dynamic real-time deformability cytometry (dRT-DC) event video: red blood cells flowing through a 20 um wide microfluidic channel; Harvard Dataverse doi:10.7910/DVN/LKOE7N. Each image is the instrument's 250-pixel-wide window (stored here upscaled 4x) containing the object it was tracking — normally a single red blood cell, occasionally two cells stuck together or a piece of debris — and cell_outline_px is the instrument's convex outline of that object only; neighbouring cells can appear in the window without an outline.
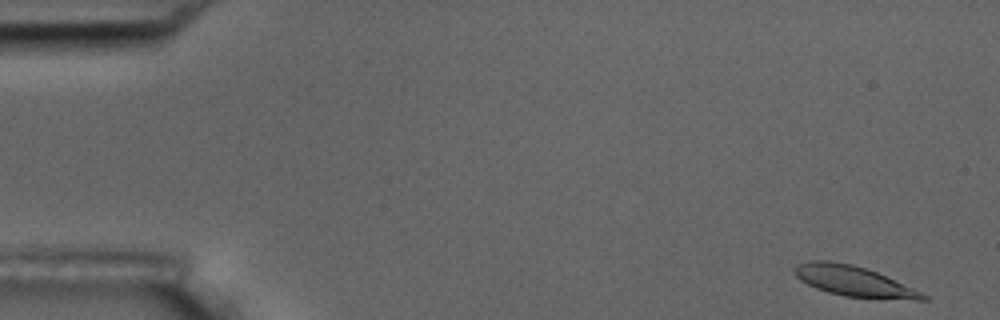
{"species": "common noctule bat (a hibernating species)", "species_latin": "Nyctalus noctula", "temperature_condition": "room temperature", "stored_images_in_passage": 5, "camera_frame_rate_fps": 3000, "um_per_image_px": 0.085, "animal": {"sex": "male", "body_mass_g": 17.5, "forearm_length_mm": 52.3}, "frame": {"image": 1, "passage_image": 1, "time_ms": 0.0, "image_size_px": [1000, 320], "cell_outline_px": [[928, 300], [916, 300], [844, 296], [828, 292], [816, 288], [800, 280], [796, 276], [796, 264], [812, 260], [828, 260], [852, 264], [876, 272], [912, 288], [928, 296]], "centroid_in_image_um": [72.54, 23.89], "position_along_channel_um": 12.5, "area_um2": 22.2}}